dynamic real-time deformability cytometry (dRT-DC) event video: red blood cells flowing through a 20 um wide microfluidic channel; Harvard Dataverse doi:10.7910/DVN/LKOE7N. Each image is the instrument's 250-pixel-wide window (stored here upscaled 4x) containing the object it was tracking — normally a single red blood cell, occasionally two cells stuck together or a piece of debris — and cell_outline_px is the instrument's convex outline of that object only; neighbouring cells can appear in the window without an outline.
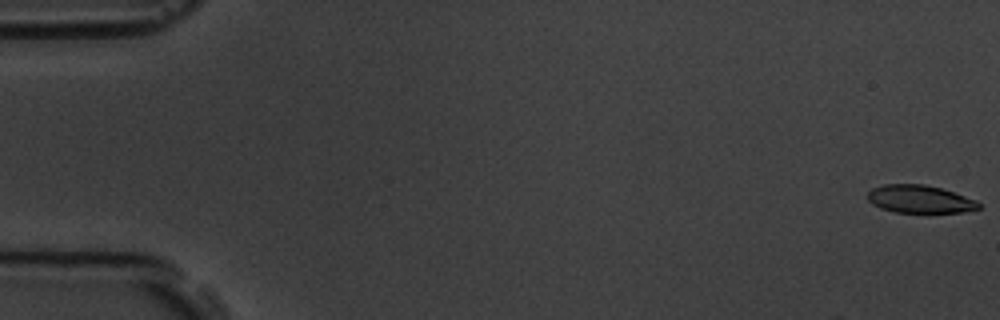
{"species": "common noctule bat (a hibernating species)", "species_latin": "Nyctalus noctula", "temperature_condition": "room temperature", "stored_images_in_passage": 6, "camera_frame_rate_fps": 3000, "um_per_image_px": 0.085, "animal": {"sex": "male", "body_mass_g": 19.5, "forearm_length_mm": 54.6}, "frame": {"image": 1, "passage_image": 1, "time_ms": 0.0, "image_size_px": [1000, 320], "cell_outline_px": [[980, 208], [964, 212], [896, 212], [880, 208], [872, 204], [868, 200], [868, 192], [872, 188], [884, 184], [924, 184], [940, 188], [976, 200], [980, 204]], "centroid_in_image_um": [78.15, 16.92], "position_along_channel_um": 6.8, "area_um2": 17.86}}
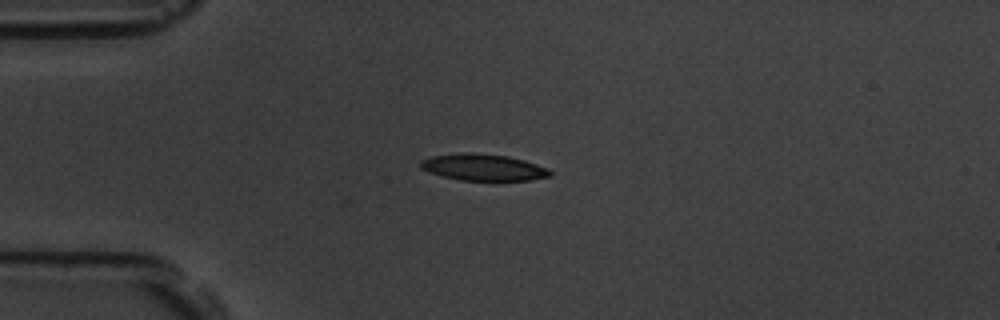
{"frame": {"image": 2, "passage_image": 5, "time_ms": 4.667, "image_size_px": [1000, 320], "cell_outline_px": [[552, 176], [532, 180], [460, 180], [444, 176], [420, 168], [420, 160], [432, 156], [464, 152], [468, 152], [508, 156], [524, 160], [548, 168], [552, 172]], "centroid_in_image_um": [41.11, 14.22], "position_along_channel_um": 43.9, "area_um2": 19.94}}